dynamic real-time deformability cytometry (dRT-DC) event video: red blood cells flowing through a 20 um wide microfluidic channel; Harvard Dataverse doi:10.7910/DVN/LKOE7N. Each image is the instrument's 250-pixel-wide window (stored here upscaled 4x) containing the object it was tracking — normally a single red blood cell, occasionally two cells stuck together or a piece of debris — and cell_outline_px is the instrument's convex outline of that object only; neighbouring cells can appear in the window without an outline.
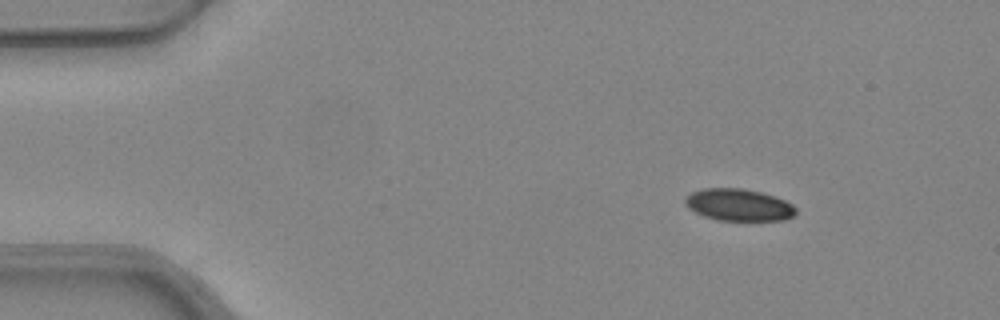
{"species": "common noctule bat (a hibernating species)", "species_latin": "Nyctalus noctula", "temperature_condition": "warm", "stored_images_in_passage": 31, "camera_frame_rate_fps": 3000, "um_per_image_px": 0.085, "animal": {"sex": "female", "body_mass_g": 24.6, "forearm_length_mm": 56.2}, "frame": {"image": 1, "passage_image": 1, "time_ms": 0.0, "image_size_px": [1000, 320], "cell_outline_px": [[796, 212], [792, 216], [784, 220], [716, 220], [704, 216], [688, 208], [684, 204], [684, 200], [692, 192], [704, 188], [744, 188], [760, 192], [784, 200], [792, 204], [796, 208]], "centroid_in_image_um": [62.77, 17.41], "position_along_channel_um": 22.2, "area_um2": 20.52}}
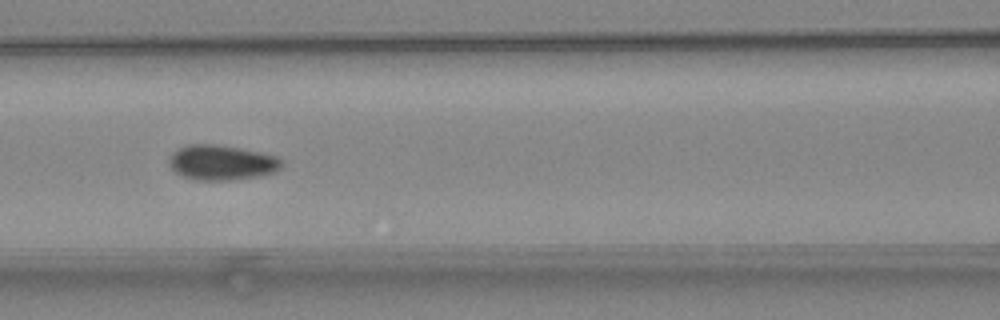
{"frame": {"image": 2, "passage_image": 17, "time_ms": 5.333, "image_size_px": [1000, 320], "cell_outline_px": [[284, 164], [276, 172], [260, 176], [228, 180], [196, 180], [184, 176], [176, 172], [168, 164], [168, 156], [172, 152], [188, 144], [216, 144], [240, 148], [280, 156]], "centroid_in_image_um": [18.87, 13.81], "position_along_channel_um": 147.7, "area_um2": 23.24}}
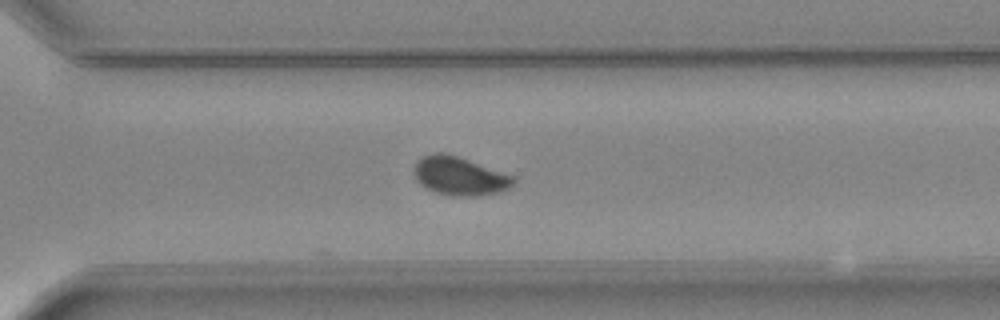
{"frame": {"image": 3, "passage_image": 31, "time_ms": 10.0, "image_size_px": [1000, 320], "cell_outline_px": [[516, 180], [508, 188], [500, 192], [476, 196], [452, 196], [436, 192], [424, 188], [416, 180], [412, 172], [412, 168], [416, 160], [424, 156], [436, 152], [444, 152], [456, 156], [512, 176]], "centroid_in_image_um": [38.97, 14.97], "position_along_channel_um": 331.6, "area_um2": 22.2}}